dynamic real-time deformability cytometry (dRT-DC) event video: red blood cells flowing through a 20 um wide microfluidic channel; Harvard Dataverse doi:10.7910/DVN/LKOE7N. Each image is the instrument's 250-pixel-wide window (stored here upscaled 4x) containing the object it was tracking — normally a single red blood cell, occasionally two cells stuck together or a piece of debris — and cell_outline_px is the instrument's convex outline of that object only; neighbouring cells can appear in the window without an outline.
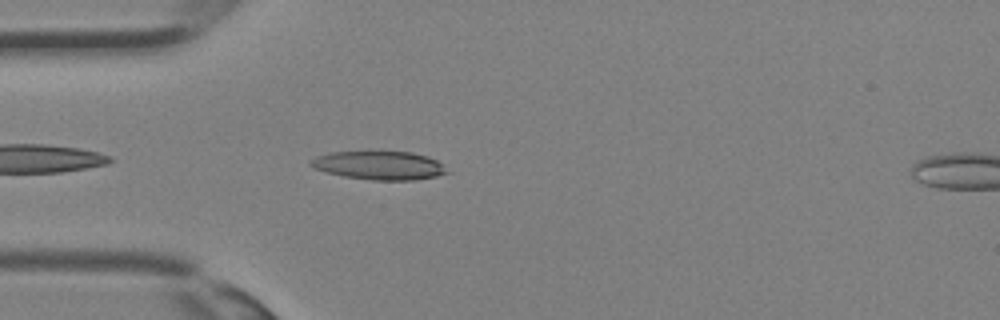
{"species": "Egyptian fruit bat (a non-hibernating species)", "species_latin": "Rousettus aegyptiacus", "temperature_condition": "room temperature", "stored_images_in_passage": 27, "camera_frame_rate_fps": 3000, "um_per_image_px": 0.085, "animal": {"sex": "female"}, "frame": {"image": 1, "passage_image": 2, "time_ms": 0.333, "image_size_px": [1000, 320], "cell_outline_px": [[452, 172], [436, 176], [416, 180], [372, 180], [344, 176], [328, 172], [316, 168], [308, 164], [316, 156], [332, 152], [412, 152], [428, 156], [436, 160]], "centroid_in_image_um": [32.3, 14.06], "position_along_channel_um": 52.7, "area_um2": 22.48}}
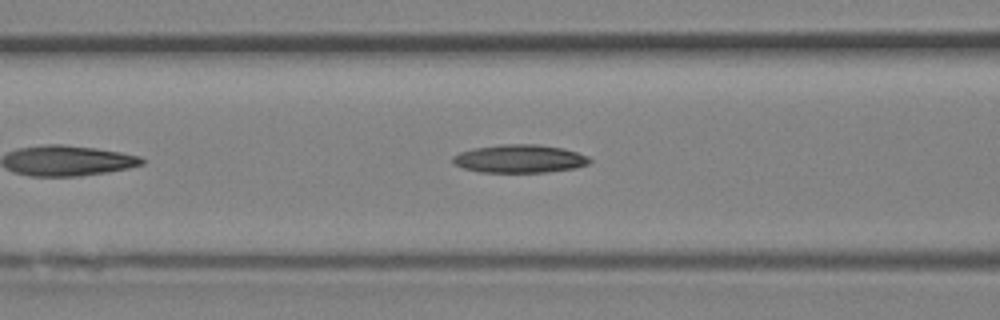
{"frame": {"image": 2, "passage_image": 6, "time_ms": 1.667, "image_size_px": [1000, 320], "cell_outline_px": [[592, 160], [588, 164], [576, 168], [548, 172], [480, 172], [464, 168], [452, 164], [452, 156], [460, 152], [476, 148], [500, 144], [536, 144], [564, 148], [588, 156]], "centroid_in_image_um": [44.17, 13.49], "position_along_channel_um": 122.4, "area_um2": 22.54}}
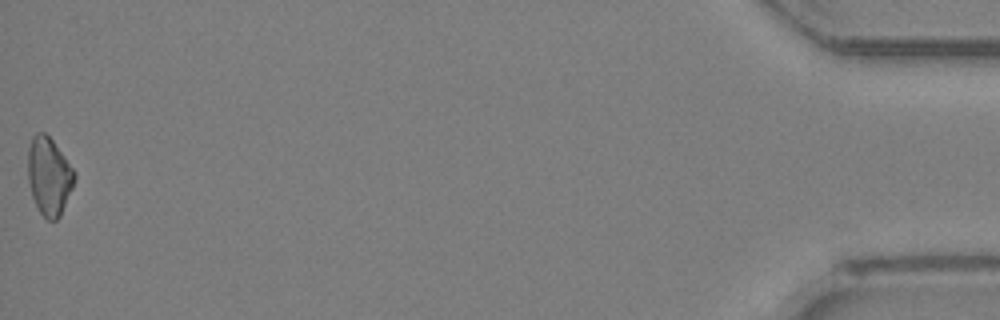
{"frame": {"image": 3, "passage_image": 27, "time_ms": 8.667, "image_size_px": [1000, 320], "cell_outline_px": [[76, 176], [72, 188], [60, 216], [56, 220], [48, 220], [40, 212], [32, 196], [28, 180], [28, 148], [32, 136], [36, 132], [44, 132], [52, 140], [76, 172]], "centroid_in_image_um": [4.16, 14.96], "position_along_channel_um": 431.0, "area_um2": 20.98}}